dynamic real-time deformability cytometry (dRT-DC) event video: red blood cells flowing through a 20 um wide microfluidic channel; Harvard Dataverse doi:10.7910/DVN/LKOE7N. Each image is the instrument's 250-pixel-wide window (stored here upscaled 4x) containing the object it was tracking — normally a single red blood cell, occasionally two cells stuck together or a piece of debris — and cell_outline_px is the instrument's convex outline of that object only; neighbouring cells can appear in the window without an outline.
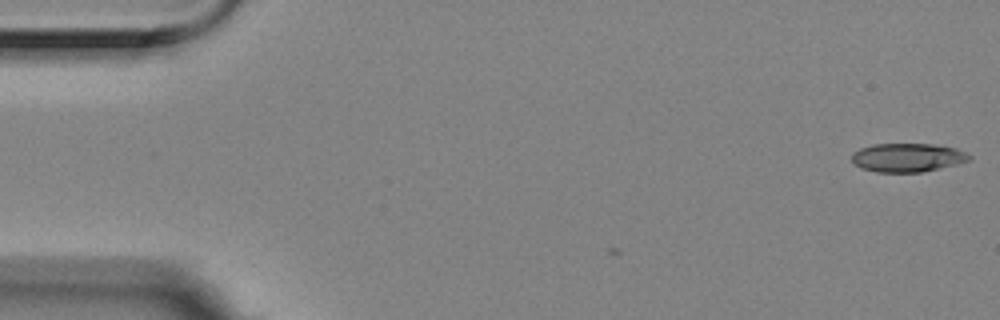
{"species": "Egyptian fruit bat (a non-hibernating species)", "species_latin": "Rousettus aegyptiacus", "temperature_condition": "room temperature", "stored_images_in_passage": 3, "camera_frame_rate_fps": 3000, "um_per_image_px": 0.085, "animal": {"sex": "female"}, "frame": {"image": 1, "passage_image": 1, "time_ms": 0.0, "image_size_px": [1000, 320], "cell_outline_px": [[972, 160], [956, 164], [920, 172], [876, 172], [860, 168], [852, 160], [852, 152], [860, 148], [872, 144], [932, 144], [956, 148], [972, 156]], "centroid_in_image_um": [77.13, 13.39], "position_along_channel_um": 7.9, "area_um2": 19.59}}